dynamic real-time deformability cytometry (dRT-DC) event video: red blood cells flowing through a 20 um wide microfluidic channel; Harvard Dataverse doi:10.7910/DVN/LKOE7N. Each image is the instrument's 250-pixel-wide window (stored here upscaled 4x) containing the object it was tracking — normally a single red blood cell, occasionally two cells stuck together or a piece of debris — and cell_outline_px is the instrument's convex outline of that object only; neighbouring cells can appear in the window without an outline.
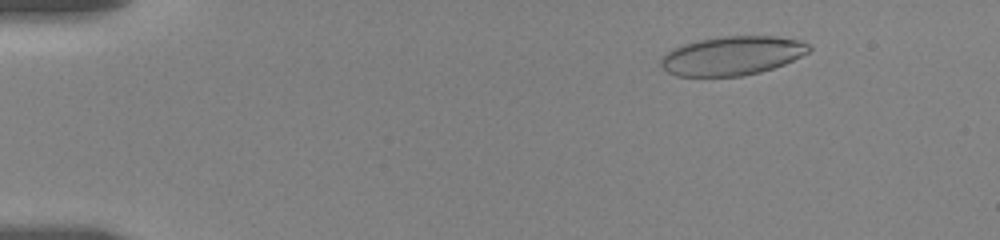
{"species": "human", "species_latin": "Homo sapiens", "temperature_condition": "room temperature", "stored_images_in_passage": 43, "camera_frame_rate_fps": 3000, "um_per_image_px": 0.085, "donor": {"sex": "female"}, "frame": {"image": 1, "passage_image": 6, "time_ms": 2.333, "image_size_px": [1000, 240], "cell_outline_px": [[812, 48], [808, 52], [784, 64], [760, 72], [740, 76], [676, 76], [668, 72], [660, 64], [660, 60], [668, 52], [684, 44], [700, 40], [724, 36], [776, 36], [800, 40], [812, 44]], "centroid_in_image_um": [62.28, 4.73], "position_along_channel_um": 22.7, "area_um2": 33.35}}
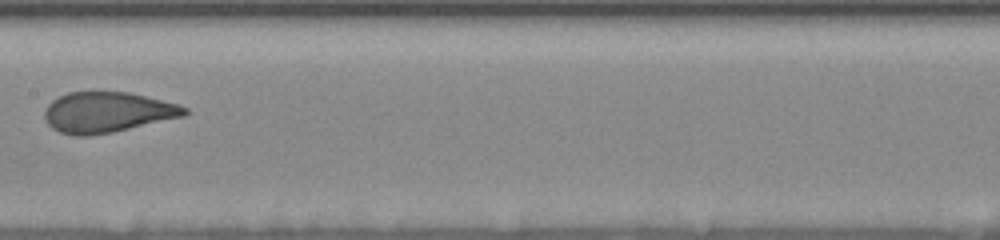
{"frame": {"image": 2, "passage_image": 21, "time_ms": 10.0, "image_size_px": [1000, 240], "cell_outline_px": [[188, 112], [184, 116], [112, 132], [88, 136], [76, 136], [60, 132], [52, 128], [48, 124], [44, 116], [44, 112], [48, 104], [52, 100], [68, 92], [128, 92], [180, 104], [188, 108]], "centroid_in_image_um": [9.12, 9.54], "position_along_channel_um": 198.3, "area_um2": 32.95}}
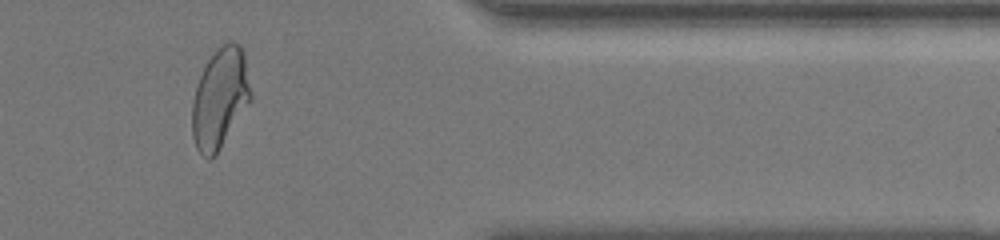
{"frame": {"image": 3, "passage_image": 33, "time_ms": 16.0, "image_size_px": [1000, 240], "cell_outline_px": [[252, 100], [216, 156], [212, 160], [208, 160], [196, 148], [192, 136], [192, 104], [196, 88], [200, 76], [208, 60], [228, 40], [232, 40], [240, 44], [244, 52], [252, 92]], "centroid_in_image_um": [18.73, 8.39], "position_along_channel_um": 392.7, "area_um2": 34.51}, "authors_computed_cell_mechanics": {"area_um2": 34.5644, "velocity_mm_per_s": 3.5105, "shape_relaxation_time_tau1_ms": 4.929, "shape_relaxation_time_tau2_ms": null, "deformation_change_tau1": 0.1627, "deformation_change_tau2": null}}